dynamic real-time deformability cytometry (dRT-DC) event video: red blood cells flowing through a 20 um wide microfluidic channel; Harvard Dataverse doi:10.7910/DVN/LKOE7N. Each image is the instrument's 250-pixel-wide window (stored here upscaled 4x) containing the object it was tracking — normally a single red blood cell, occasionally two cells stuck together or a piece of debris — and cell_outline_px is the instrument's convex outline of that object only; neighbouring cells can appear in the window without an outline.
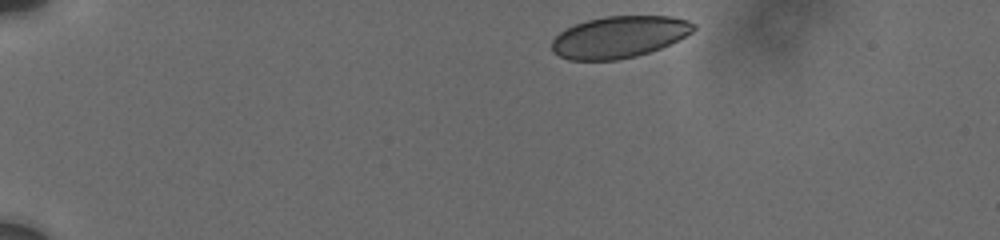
{"species": "human", "species_latin": "Homo sapiens", "temperature_condition": "cold", "stored_images_in_passage": 24, "camera_frame_rate_fps": 3000, "um_per_image_px": 0.085, "donor": {"sex": "male"}, "frame": {"image": 1, "passage_image": 1, "time_ms": 0.0, "image_size_px": [1000, 240], "cell_outline_px": [[696, 28], [692, 32], [660, 48], [636, 56], [616, 60], [568, 60], [552, 52], [552, 40], [560, 32], [576, 24], [588, 20], [608, 16], [672, 16], [688, 20], [696, 24]], "centroid_in_image_um": [52.63, 3.14], "position_along_channel_um": 32.4, "area_um2": 34.22}}
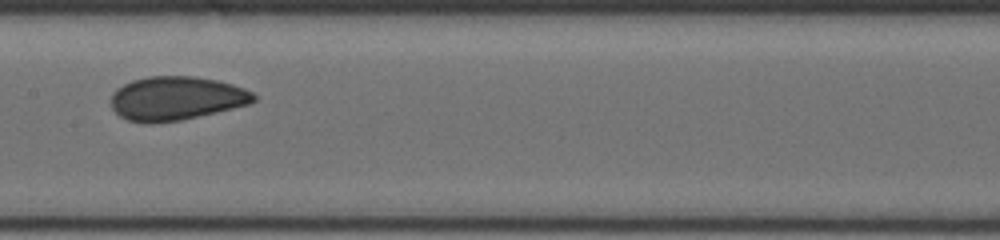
{"frame": {"image": 2, "passage_image": 13, "time_ms": 6.667, "image_size_px": [1000, 240], "cell_outline_px": [[256, 100], [252, 104], [180, 120], [152, 124], [144, 124], [128, 120], [120, 116], [112, 108], [112, 92], [116, 88], [132, 80], [148, 76], [196, 76], [216, 80], [232, 84], [244, 88], [252, 92], [256, 96]], "centroid_in_image_um": [14.98, 8.36], "position_along_channel_um": 192.4, "area_um2": 36.65}}
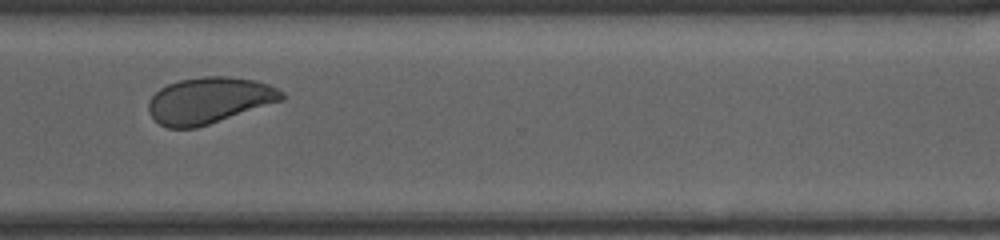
{"frame": {"image": 3, "passage_image": 23, "time_ms": 11.0, "image_size_px": [1000, 240], "cell_outline_px": [[284, 100], [196, 128], [168, 128], [160, 124], [148, 112], [148, 100], [160, 88], [168, 84], [180, 80], [204, 76], [228, 76], [256, 80], [268, 84], [284, 92]], "centroid_in_image_um": [17.78, 8.53], "position_along_channel_um": 352.8, "area_um2": 35.89}}